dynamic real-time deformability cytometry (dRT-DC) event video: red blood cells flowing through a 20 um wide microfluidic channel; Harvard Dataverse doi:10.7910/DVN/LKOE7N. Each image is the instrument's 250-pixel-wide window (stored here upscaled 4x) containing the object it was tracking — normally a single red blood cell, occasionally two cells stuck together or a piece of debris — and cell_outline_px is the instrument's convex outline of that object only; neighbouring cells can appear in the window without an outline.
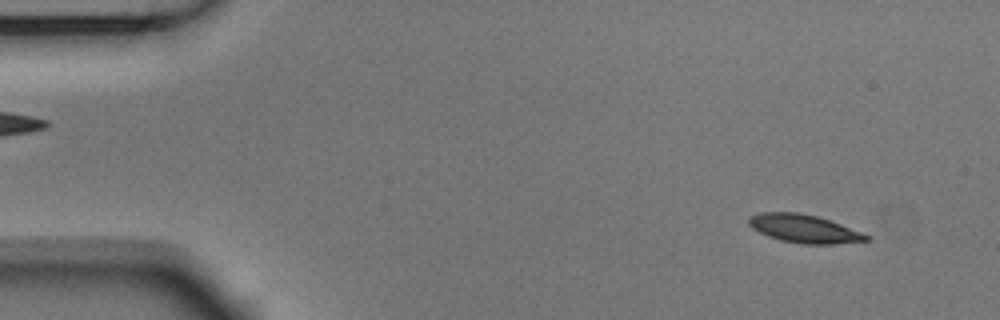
{"species": "Egyptian fruit bat (a non-hibernating species)", "species_latin": "Rousettus aegyptiacus", "temperature_condition": "room temperature", "stored_images_in_passage": 55, "camera_frame_rate_fps": 3000, "um_per_image_px": 0.085, "animal": {"sex": "male"}, "frame": {"image": 1, "passage_image": 5, "time_ms": 1.333, "image_size_px": [1000, 320], "cell_outline_px": [[872, 240], [832, 244], [804, 244], [780, 240], [768, 236], [752, 228], [748, 224], [748, 216], [760, 212], [796, 212], [816, 216], [840, 224], [872, 236]], "centroid_in_image_um": [68.34, 19.44], "position_along_channel_um": 16.7, "area_um2": 19.31}}
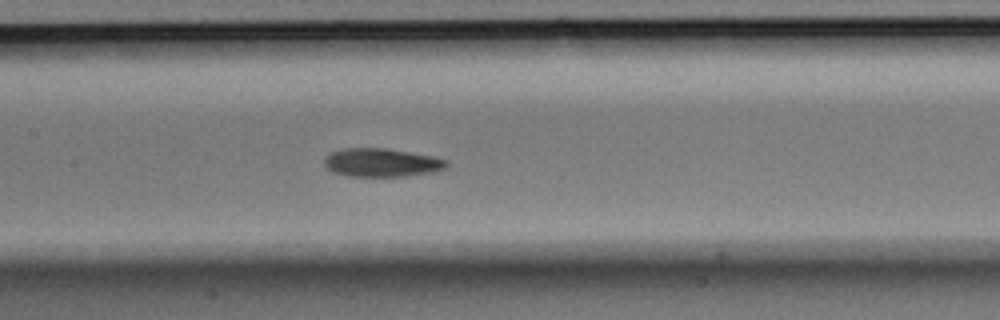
{"frame": {"image": 2, "passage_image": 26, "time_ms": 8.333, "image_size_px": [1000, 320], "cell_outline_px": [[448, 164], [444, 168], [432, 172], [404, 176], [348, 176], [332, 172], [324, 164], [324, 156], [332, 152], [344, 148], [388, 148], [432, 156], [448, 160]], "centroid_in_image_um": [32.41, 13.81], "position_along_channel_um": 175.0, "area_um2": 20.23}}
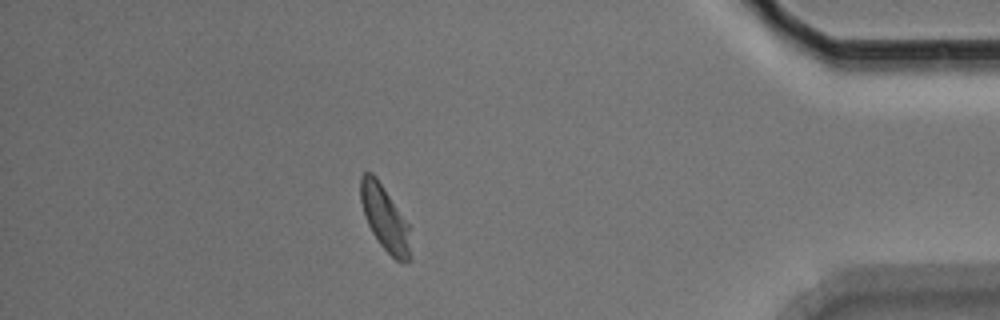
{"frame": {"image": 3, "passage_image": 48, "time_ms": 15.667, "image_size_px": [1000, 320], "cell_outline_px": [[412, 260], [396, 260], [380, 244], [372, 232], [368, 224], [360, 200], [360, 176], [364, 172], [372, 172], [376, 176], [408, 224]], "centroid_in_image_um": [32.7, 18.53], "position_along_channel_um": 402.5, "area_um2": 18.55}, "authors_computed_cell_mechanics": {"area_um2": 19.5364, "velocity_mm_per_s": 3.6796, "shape_relaxation_time_tau1_ms": 3.0827, "shape_relaxation_time_tau2_ms": 2.391, "deformation_change_tau1": 0.1246, "deformation_change_tau2": 0.0673}}